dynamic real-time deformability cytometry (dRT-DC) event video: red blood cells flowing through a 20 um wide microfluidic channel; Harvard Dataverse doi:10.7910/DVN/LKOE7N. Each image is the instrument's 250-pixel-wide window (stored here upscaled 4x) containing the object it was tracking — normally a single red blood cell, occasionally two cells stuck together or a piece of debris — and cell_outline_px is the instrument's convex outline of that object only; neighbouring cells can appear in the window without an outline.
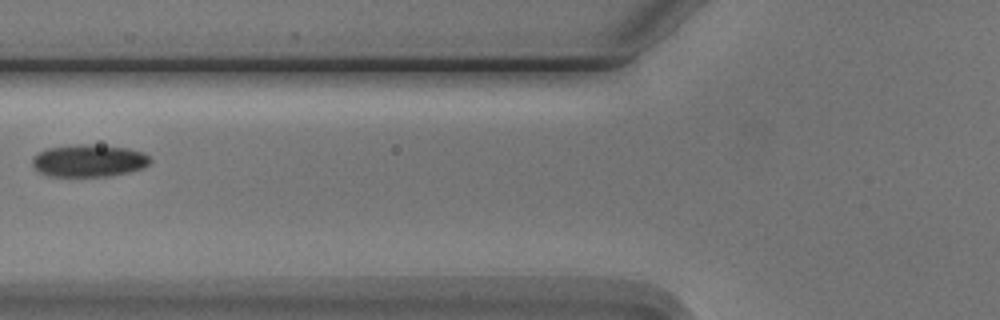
{"species": "Egyptian fruit bat (a non-hibernating species)", "species_latin": "Rousettus aegyptiacus", "temperature_condition": "cold", "stored_images_in_passage": 3, "camera_frame_rate_fps": 3000, "um_per_image_px": 0.085, "animal": {"sex": "male"}, "frame": {"image": 1, "passage_image": 3, "time_ms": 2.333, "image_size_px": [1000, 320], "cell_outline_px": [[152, 160], [144, 168], [128, 172], [108, 176], [48, 176], [40, 172], [32, 164], [32, 156], [48, 148], [76, 144], [92, 144], [128, 148], [144, 152]], "centroid_in_image_um": [7.57, 13.65], "position_along_channel_um": 118.2, "area_um2": 22.25}}